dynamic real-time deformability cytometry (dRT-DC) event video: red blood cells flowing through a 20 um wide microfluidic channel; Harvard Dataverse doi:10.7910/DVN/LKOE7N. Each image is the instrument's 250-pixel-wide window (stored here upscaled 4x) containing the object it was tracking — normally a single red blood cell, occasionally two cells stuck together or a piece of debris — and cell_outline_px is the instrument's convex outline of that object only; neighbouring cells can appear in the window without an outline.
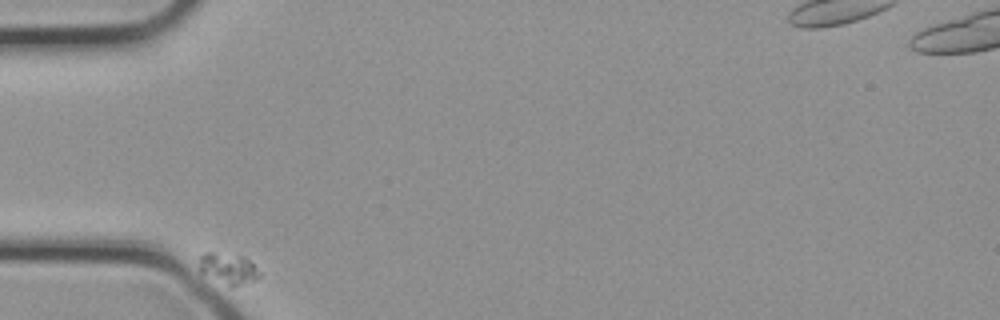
{"species": "common noctule bat (a hibernating species)", "species_latin": "Nyctalus noctula", "temperature_condition": "cold", "stored_images_in_passage": 26, "camera_frame_rate_fps": 3000, "um_per_image_px": 0.085, "animal": {"sex": "female", "body_mass_g": 21.9}, "frame": {"image": 1, "passage_image": 1, "time_ms": 0.0, "image_size_px": [1000, 320], "cell_outline_px": [[260, 276], [256, 280], [244, 284], [228, 284], [200, 272], [200, 256], [204, 252], [212, 252], [244, 256], [260, 272]], "centroid_in_image_um": [19.42, 22.79], "position_along_channel_um": 65.6, "area_um2": 10.4}}
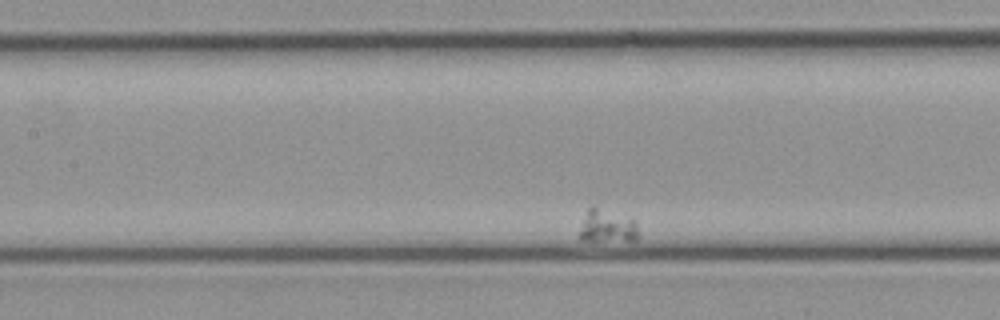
{"frame": {"image": 2, "passage_image": 9, "time_ms": 2.667, "image_size_px": [1000, 320], "cell_outline_px": [[640, 236], [636, 240], [580, 240], [576, 236], [588, 208], [592, 204], [632, 220], [636, 224]], "centroid_in_image_um": [51.55, 19.23], "position_along_channel_um": 155.8, "area_um2": 11.33}}